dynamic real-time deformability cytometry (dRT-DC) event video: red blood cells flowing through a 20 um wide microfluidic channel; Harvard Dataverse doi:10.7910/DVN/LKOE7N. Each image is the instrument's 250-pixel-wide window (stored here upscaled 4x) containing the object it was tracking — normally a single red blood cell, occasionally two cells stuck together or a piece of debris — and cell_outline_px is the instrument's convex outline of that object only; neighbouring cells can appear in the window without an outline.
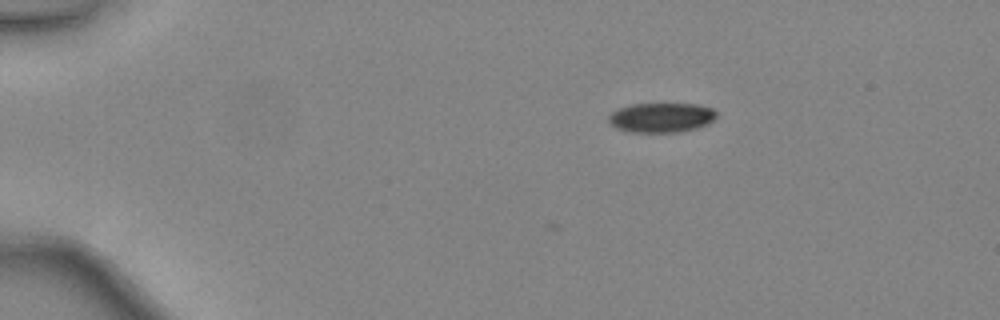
{"species": "common noctule bat (a hibernating species)", "species_latin": "Nyctalus noctula", "temperature_condition": "warm", "stored_images_in_passage": 4, "camera_frame_rate_fps": 3000, "um_per_image_px": 0.085, "animal": {"sex": "female", "body_mass_g": 24.6, "forearm_length_mm": 56.2}, "frame": {"image": 1, "passage_image": 1, "time_ms": 0.0, "image_size_px": [1000, 320], "cell_outline_px": [[716, 116], [708, 124], [696, 128], [680, 132], [632, 132], [616, 128], [608, 124], [608, 116], [616, 108], [632, 104], [696, 104], [712, 108], [716, 112]], "centroid_in_image_um": [56.17, 9.99], "position_along_channel_um": 28.8, "area_um2": 18.73}}